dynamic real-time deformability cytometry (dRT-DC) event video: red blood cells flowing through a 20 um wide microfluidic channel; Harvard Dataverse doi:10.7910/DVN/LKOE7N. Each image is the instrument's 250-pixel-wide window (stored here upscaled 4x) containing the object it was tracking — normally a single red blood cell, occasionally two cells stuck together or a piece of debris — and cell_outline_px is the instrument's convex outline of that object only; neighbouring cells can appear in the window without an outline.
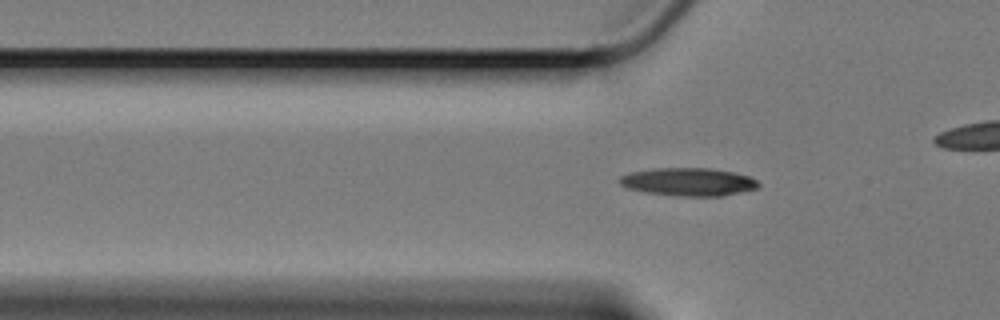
{"species": "Egyptian fruit bat (a non-hibernating species)", "species_latin": "Rousettus aegyptiacus", "temperature_condition": "cold", "stored_images_in_passage": 47, "camera_frame_rate_fps": 3000, "um_per_image_px": 0.085, "animal": {"sex": "female"}, "frame": {"image": 1, "passage_image": 16, "time_ms": 5.0, "image_size_px": [1000, 320], "cell_outline_px": [[760, 188], [724, 196], [672, 196], [644, 192], [624, 188], [620, 184], [620, 176], [632, 172], [656, 168], [708, 168], [732, 172], [748, 176], [756, 180], [760, 184]], "centroid_in_image_um": [58.52, 15.47], "position_along_channel_um": 67.3, "area_um2": 22.83}}
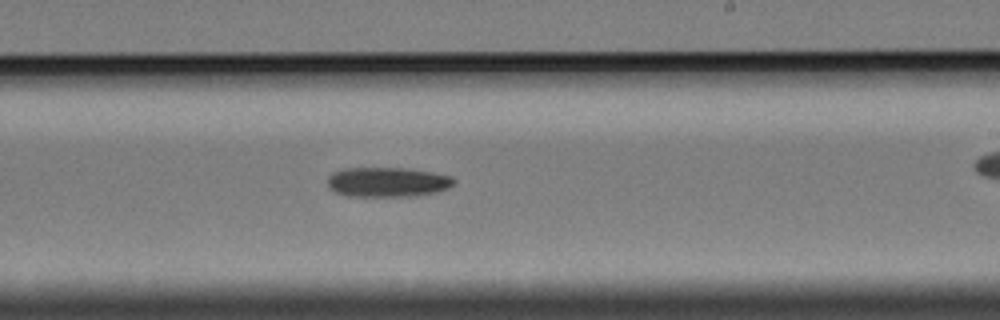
{"frame": {"image": 2, "passage_image": 33, "time_ms": 10.667, "image_size_px": [1000, 320], "cell_outline_px": [[456, 180], [448, 188], [436, 192], [416, 196], [348, 196], [336, 192], [328, 188], [328, 176], [332, 172], [344, 168], [404, 168], [432, 172], [452, 176]], "centroid_in_image_um": [32.92, 15.47], "position_along_channel_um": 256.1, "area_um2": 21.96}}
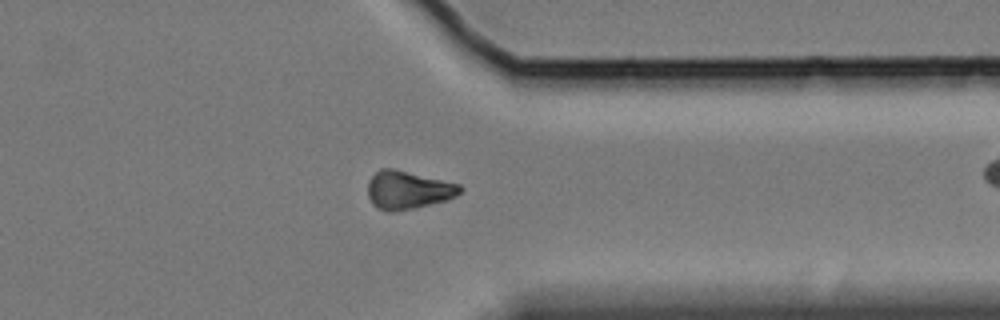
{"frame": {"image": 3, "passage_image": 44, "time_ms": 14.333, "image_size_px": [1000, 320], "cell_outline_px": [[464, 188], [456, 196], [448, 200], [416, 208], [392, 212], [388, 212], [376, 208], [372, 204], [368, 196], [368, 180], [380, 168], [396, 168], [460, 184]], "centroid_in_image_um": [34.68, 16.15], "position_along_channel_um": 376.7, "area_um2": 20.92}}